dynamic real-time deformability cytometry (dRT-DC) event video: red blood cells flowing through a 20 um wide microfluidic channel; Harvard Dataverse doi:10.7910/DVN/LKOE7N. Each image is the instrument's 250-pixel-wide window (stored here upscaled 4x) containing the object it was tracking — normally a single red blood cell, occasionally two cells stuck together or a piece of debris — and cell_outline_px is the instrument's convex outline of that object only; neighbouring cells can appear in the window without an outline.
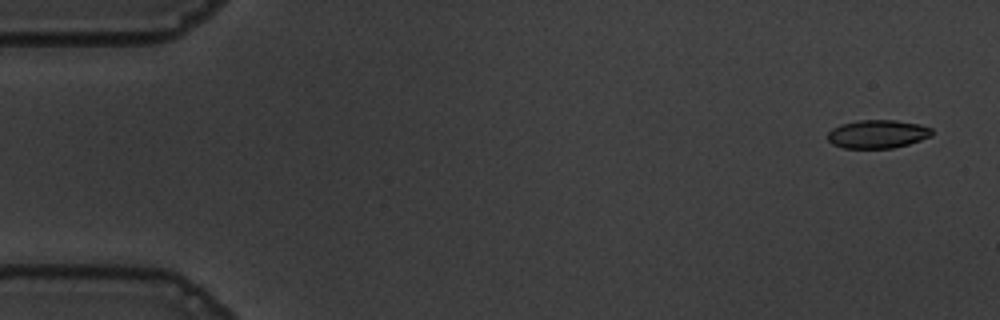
{"species": "common noctule bat (a hibernating species)", "species_latin": "Nyctalus noctula", "temperature_condition": "warm", "stored_images_in_passage": 24, "camera_frame_rate_fps": 3000, "um_per_image_px": 0.085, "animal": {"sex": "male", "body_mass_g": 19.5, "forearm_length_mm": 54.6}, "frame": {"image": 1, "passage_image": 3, "time_ms": 0.667, "image_size_px": [1000, 320], "cell_outline_px": [[932, 136], [908, 144], [892, 148], [844, 148], [832, 144], [828, 140], [828, 132], [832, 128], [840, 124], [860, 120], [896, 120], [920, 124], [932, 128]], "centroid_in_image_um": [74.59, 11.39], "position_along_channel_um": 10.4, "area_um2": 17.28}}
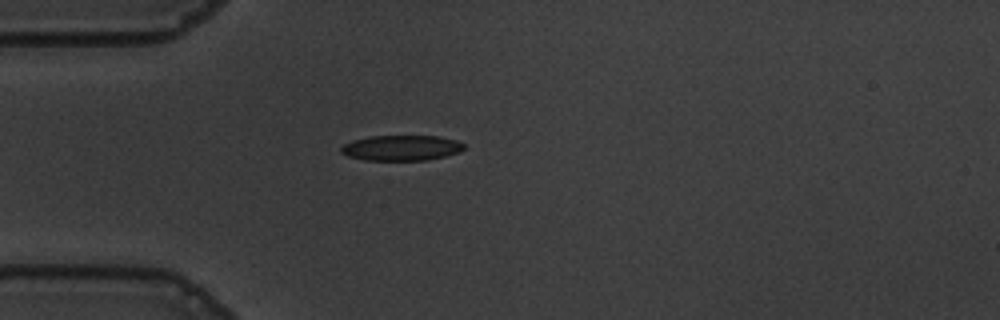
{"frame": {"image": 2, "passage_image": 16, "time_ms": 5.0, "image_size_px": [1000, 320], "cell_outline_px": [[464, 148], [460, 152], [444, 156], [424, 160], [364, 160], [348, 156], [340, 152], [340, 148], [344, 144], [352, 140], [372, 136], [440, 136], [456, 140], [464, 144]], "centroid_in_image_um": [34.1, 12.57], "position_along_channel_um": 50.9, "area_um2": 18.15}}
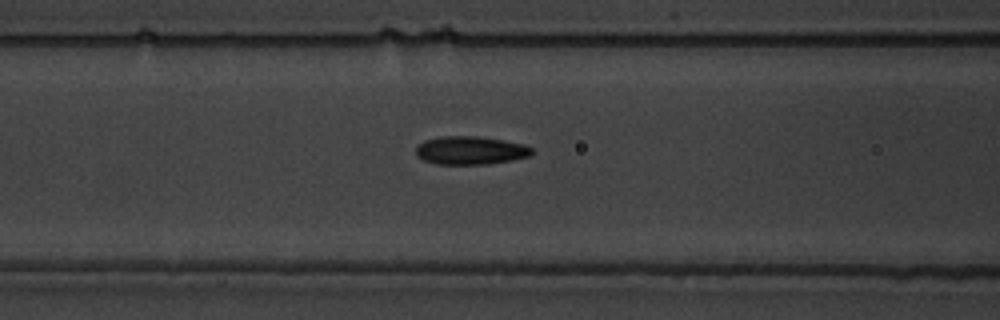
{"frame": {"image": 3, "passage_image": 23, "time_ms": 7.333, "image_size_px": [1000, 320], "cell_outline_px": [[536, 152], [532, 156], [512, 160], [488, 164], [436, 164], [424, 160], [416, 156], [416, 148], [424, 140], [440, 136], [476, 136], [524, 144], [532, 148]], "centroid_in_image_um": [40.01, 12.79], "position_along_channel_um": 126.6, "area_um2": 19.19}}